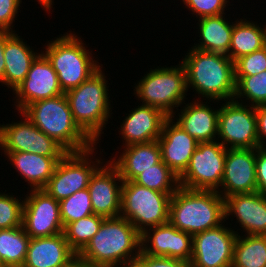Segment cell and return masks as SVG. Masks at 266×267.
I'll return each mask as SVG.
<instances>
[{
  "label": "cell",
  "instance_id": "38",
  "mask_svg": "<svg viewBox=\"0 0 266 267\" xmlns=\"http://www.w3.org/2000/svg\"><path fill=\"white\" fill-rule=\"evenodd\" d=\"M21 2L22 0H0V31L16 33L11 27H14L12 25Z\"/></svg>",
  "mask_w": 266,
  "mask_h": 267
},
{
  "label": "cell",
  "instance_id": "45",
  "mask_svg": "<svg viewBox=\"0 0 266 267\" xmlns=\"http://www.w3.org/2000/svg\"><path fill=\"white\" fill-rule=\"evenodd\" d=\"M120 267H141L136 261L124 263L123 265H120Z\"/></svg>",
  "mask_w": 266,
  "mask_h": 267
},
{
  "label": "cell",
  "instance_id": "27",
  "mask_svg": "<svg viewBox=\"0 0 266 267\" xmlns=\"http://www.w3.org/2000/svg\"><path fill=\"white\" fill-rule=\"evenodd\" d=\"M224 16L220 14L198 18L201 40L192 48L228 56L234 22L231 24Z\"/></svg>",
  "mask_w": 266,
  "mask_h": 267
},
{
  "label": "cell",
  "instance_id": "12",
  "mask_svg": "<svg viewBox=\"0 0 266 267\" xmlns=\"http://www.w3.org/2000/svg\"><path fill=\"white\" fill-rule=\"evenodd\" d=\"M24 120L0 124V149L6 153L26 152L45 157H64L68 152L36 127L21 112Z\"/></svg>",
  "mask_w": 266,
  "mask_h": 267
},
{
  "label": "cell",
  "instance_id": "2",
  "mask_svg": "<svg viewBox=\"0 0 266 267\" xmlns=\"http://www.w3.org/2000/svg\"><path fill=\"white\" fill-rule=\"evenodd\" d=\"M188 51L181 61L186 72L187 89H195L198 96L200 94L209 102L234 100L235 70L230 57L192 47Z\"/></svg>",
  "mask_w": 266,
  "mask_h": 267
},
{
  "label": "cell",
  "instance_id": "24",
  "mask_svg": "<svg viewBox=\"0 0 266 267\" xmlns=\"http://www.w3.org/2000/svg\"><path fill=\"white\" fill-rule=\"evenodd\" d=\"M118 159L111 163L118 169L123 181H133L144 171L162 161L161 148L157 140L136 143L124 147Z\"/></svg>",
  "mask_w": 266,
  "mask_h": 267
},
{
  "label": "cell",
  "instance_id": "29",
  "mask_svg": "<svg viewBox=\"0 0 266 267\" xmlns=\"http://www.w3.org/2000/svg\"><path fill=\"white\" fill-rule=\"evenodd\" d=\"M29 241L23 226L0 229V267H22Z\"/></svg>",
  "mask_w": 266,
  "mask_h": 267
},
{
  "label": "cell",
  "instance_id": "6",
  "mask_svg": "<svg viewBox=\"0 0 266 267\" xmlns=\"http://www.w3.org/2000/svg\"><path fill=\"white\" fill-rule=\"evenodd\" d=\"M66 34L48 41L46 51L41 52L57 73L64 93L78 87L102 68V64L98 65L100 63L92 58V53L86 50L80 37L71 32Z\"/></svg>",
  "mask_w": 266,
  "mask_h": 267
},
{
  "label": "cell",
  "instance_id": "42",
  "mask_svg": "<svg viewBox=\"0 0 266 267\" xmlns=\"http://www.w3.org/2000/svg\"><path fill=\"white\" fill-rule=\"evenodd\" d=\"M9 31H0V83L4 84L5 73V60H4V48L5 41L12 35Z\"/></svg>",
  "mask_w": 266,
  "mask_h": 267
},
{
  "label": "cell",
  "instance_id": "25",
  "mask_svg": "<svg viewBox=\"0 0 266 267\" xmlns=\"http://www.w3.org/2000/svg\"><path fill=\"white\" fill-rule=\"evenodd\" d=\"M17 33L6 41L4 48L5 73L4 85L13 91L26 78V75L40 53H35Z\"/></svg>",
  "mask_w": 266,
  "mask_h": 267
},
{
  "label": "cell",
  "instance_id": "37",
  "mask_svg": "<svg viewBox=\"0 0 266 267\" xmlns=\"http://www.w3.org/2000/svg\"><path fill=\"white\" fill-rule=\"evenodd\" d=\"M184 5L195 14L202 18L207 16H217L225 14V9L229 0H182Z\"/></svg>",
  "mask_w": 266,
  "mask_h": 267
},
{
  "label": "cell",
  "instance_id": "7",
  "mask_svg": "<svg viewBox=\"0 0 266 267\" xmlns=\"http://www.w3.org/2000/svg\"><path fill=\"white\" fill-rule=\"evenodd\" d=\"M134 88L142 104L157 108L175 119L174 109L183 104L188 91L185 69L180 62L176 67L150 69Z\"/></svg>",
  "mask_w": 266,
  "mask_h": 267
},
{
  "label": "cell",
  "instance_id": "21",
  "mask_svg": "<svg viewBox=\"0 0 266 267\" xmlns=\"http://www.w3.org/2000/svg\"><path fill=\"white\" fill-rule=\"evenodd\" d=\"M77 254L69 247L64 232L30 238L22 267H71Z\"/></svg>",
  "mask_w": 266,
  "mask_h": 267
},
{
  "label": "cell",
  "instance_id": "39",
  "mask_svg": "<svg viewBox=\"0 0 266 267\" xmlns=\"http://www.w3.org/2000/svg\"><path fill=\"white\" fill-rule=\"evenodd\" d=\"M141 267H189L184 261L167 258L153 257L140 252V255L135 260Z\"/></svg>",
  "mask_w": 266,
  "mask_h": 267
},
{
  "label": "cell",
  "instance_id": "28",
  "mask_svg": "<svg viewBox=\"0 0 266 267\" xmlns=\"http://www.w3.org/2000/svg\"><path fill=\"white\" fill-rule=\"evenodd\" d=\"M259 26L246 19L235 21L228 53L233 62L266 46V25Z\"/></svg>",
  "mask_w": 266,
  "mask_h": 267
},
{
  "label": "cell",
  "instance_id": "13",
  "mask_svg": "<svg viewBox=\"0 0 266 267\" xmlns=\"http://www.w3.org/2000/svg\"><path fill=\"white\" fill-rule=\"evenodd\" d=\"M238 234L222 224L194 234L189 267H231Z\"/></svg>",
  "mask_w": 266,
  "mask_h": 267
},
{
  "label": "cell",
  "instance_id": "31",
  "mask_svg": "<svg viewBox=\"0 0 266 267\" xmlns=\"http://www.w3.org/2000/svg\"><path fill=\"white\" fill-rule=\"evenodd\" d=\"M105 217L92 214L69 223L64 234L69 247L78 254L98 232Z\"/></svg>",
  "mask_w": 266,
  "mask_h": 267
},
{
  "label": "cell",
  "instance_id": "15",
  "mask_svg": "<svg viewBox=\"0 0 266 267\" xmlns=\"http://www.w3.org/2000/svg\"><path fill=\"white\" fill-rule=\"evenodd\" d=\"M140 241L141 253L145 255L173 258L190 263L192 235L177 229L170 222L144 230Z\"/></svg>",
  "mask_w": 266,
  "mask_h": 267
},
{
  "label": "cell",
  "instance_id": "4",
  "mask_svg": "<svg viewBox=\"0 0 266 267\" xmlns=\"http://www.w3.org/2000/svg\"><path fill=\"white\" fill-rule=\"evenodd\" d=\"M225 220L224 198L215 190L179 187L171 196L169 222L192 236L215 228Z\"/></svg>",
  "mask_w": 266,
  "mask_h": 267
},
{
  "label": "cell",
  "instance_id": "35",
  "mask_svg": "<svg viewBox=\"0 0 266 267\" xmlns=\"http://www.w3.org/2000/svg\"><path fill=\"white\" fill-rule=\"evenodd\" d=\"M21 201L13 194L0 193V229L22 226L24 200Z\"/></svg>",
  "mask_w": 266,
  "mask_h": 267
},
{
  "label": "cell",
  "instance_id": "44",
  "mask_svg": "<svg viewBox=\"0 0 266 267\" xmlns=\"http://www.w3.org/2000/svg\"><path fill=\"white\" fill-rule=\"evenodd\" d=\"M38 2L42 5L41 7H44V9H46L45 11H48V10L50 11L54 3L53 0H38Z\"/></svg>",
  "mask_w": 266,
  "mask_h": 267
},
{
  "label": "cell",
  "instance_id": "26",
  "mask_svg": "<svg viewBox=\"0 0 266 267\" xmlns=\"http://www.w3.org/2000/svg\"><path fill=\"white\" fill-rule=\"evenodd\" d=\"M31 189H43L53 176L55 167L63 157H45L33 153L14 152L5 154Z\"/></svg>",
  "mask_w": 266,
  "mask_h": 267
},
{
  "label": "cell",
  "instance_id": "3",
  "mask_svg": "<svg viewBox=\"0 0 266 267\" xmlns=\"http://www.w3.org/2000/svg\"><path fill=\"white\" fill-rule=\"evenodd\" d=\"M21 113L67 152H80L95 146L75 123L65 94L31 103Z\"/></svg>",
  "mask_w": 266,
  "mask_h": 267
},
{
  "label": "cell",
  "instance_id": "43",
  "mask_svg": "<svg viewBox=\"0 0 266 267\" xmlns=\"http://www.w3.org/2000/svg\"><path fill=\"white\" fill-rule=\"evenodd\" d=\"M71 267H104V266L91 265V264L84 263V262L80 261L79 259H76L73 262Z\"/></svg>",
  "mask_w": 266,
  "mask_h": 267
},
{
  "label": "cell",
  "instance_id": "5",
  "mask_svg": "<svg viewBox=\"0 0 266 267\" xmlns=\"http://www.w3.org/2000/svg\"><path fill=\"white\" fill-rule=\"evenodd\" d=\"M107 82L100 68L78 87L64 93L75 123L95 144L112 114Z\"/></svg>",
  "mask_w": 266,
  "mask_h": 267
},
{
  "label": "cell",
  "instance_id": "9",
  "mask_svg": "<svg viewBox=\"0 0 266 267\" xmlns=\"http://www.w3.org/2000/svg\"><path fill=\"white\" fill-rule=\"evenodd\" d=\"M95 148L96 144L95 147L84 151L68 152L58 161L53 176L43 190L57 201H61L77 191L88 188L92 175L102 164L99 159L93 162L89 158L93 157Z\"/></svg>",
  "mask_w": 266,
  "mask_h": 267
},
{
  "label": "cell",
  "instance_id": "34",
  "mask_svg": "<svg viewBox=\"0 0 266 267\" xmlns=\"http://www.w3.org/2000/svg\"><path fill=\"white\" fill-rule=\"evenodd\" d=\"M59 209L64 228L71 222L94 214L87 188L59 201Z\"/></svg>",
  "mask_w": 266,
  "mask_h": 267
},
{
  "label": "cell",
  "instance_id": "22",
  "mask_svg": "<svg viewBox=\"0 0 266 267\" xmlns=\"http://www.w3.org/2000/svg\"><path fill=\"white\" fill-rule=\"evenodd\" d=\"M121 124L120 134L125 146L157 140L168 116L161 110L141 104L134 108Z\"/></svg>",
  "mask_w": 266,
  "mask_h": 267
},
{
  "label": "cell",
  "instance_id": "1",
  "mask_svg": "<svg viewBox=\"0 0 266 267\" xmlns=\"http://www.w3.org/2000/svg\"><path fill=\"white\" fill-rule=\"evenodd\" d=\"M141 233L125 218H105L87 245L77 254L80 261L104 267H119L137 259ZM135 252V253H134Z\"/></svg>",
  "mask_w": 266,
  "mask_h": 267
},
{
  "label": "cell",
  "instance_id": "16",
  "mask_svg": "<svg viewBox=\"0 0 266 267\" xmlns=\"http://www.w3.org/2000/svg\"><path fill=\"white\" fill-rule=\"evenodd\" d=\"M13 92L16 95L15 109L19 113L31 103L64 94L57 73L42 53L32 63L26 78Z\"/></svg>",
  "mask_w": 266,
  "mask_h": 267
},
{
  "label": "cell",
  "instance_id": "18",
  "mask_svg": "<svg viewBox=\"0 0 266 267\" xmlns=\"http://www.w3.org/2000/svg\"><path fill=\"white\" fill-rule=\"evenodd\" d=\"M107 163L94 172L87 189L94 214L115 218L119 217L121 212L123 180L110 160Z\"/></svg>",
  "mask_w": 266,
  "mask_h": 267
},
{
  "label": "cell",
  "instance_id": "23",
  "mask_svg": "<svg viewBox=\"0 0 266 267\" xmlns=\"http://www.w3.org/2000/svg\"><path fill=\"white\" fill-rule=\"evenodd\" d=\"M181 109L176 123L198 143L216 141L218 138L219 109H212L207 102L196 99ZM216 139V140H215Z\"/></svg>",
  "mask_w": 266,
  "mask_h": 267
},
{
  "label": "cell",
  "instance_id": "11",
  "mask_svg": "<svg viewBox=\"0 0 266 267\" xmlns=\"http://www.w3.org/2000/svg\"><path fill=\"white\" fill-rule=\"evenodd\" d=\"M226 148L218 141L199 143L189 165L179 177L181 187L191 190H215L224 175Z\"/></svg>",
  "mask_w": 266,
  "mask_h": 267
},
{
  "label": "cell",
  "instance_id": "36",
  "mask_svg": "<svg viewBox=\"0 0 266 267\" xmlns=\"http://www.w3.org/2000/svg\"><path fill=\"white\" fill-rule=\"evenodd\" d=\"M235 82L243 76H253L266 70V46L234 62Z\"/></svg>",
  "mask_w": 266,
  "mask_h": 267
},
{
  "label": "cell",
  "instance_id": "20",
  "mask_svg": "<svg viewBox=\"0 0 266 267\" xmlns=\"http://www.w3.org/2000/svg\"><path fill=\"white\" fill-rule=\"evenodd\" d=\"M224 212L225 219L236 217L247 235H266V195L256 191L225 197Z\"/></svg>",
  "mask_w": 266,
  "mask_h": 267
},
{
  "label": "cell",
  "instance_id": "41",
  "mask_svg": "<svg viewBox=\"0 0 266 267\" xmlns=\"http://www.w3.org/2000/svg\"><path fill=\"white\" fill-rule=\"evenodd\" d=\"M255 112L259 147L265 149L266 142L264 140L266 139V105L255 107Z\"/></svg>",
  "mask_w": 266,
  "mask_h": 267
},
{
  "label": "cell",
  "instance_id": "30",
  "mask_svg": "<svg viewBox=\"0 0 266 267\" xmlns=\"http://www.w3.org/2000/svg\"><path fill=\"white\" fill-rule=\"evenodd\" d=\"M243 236L237 235L231 267H266V235Z\"/></svg>",
  "mask_w": 266,
  "mask_h": 267
},
{
  "label": "cell",
  "instance_id": "10",
  "mask_svg": "<svg viewBox=\"0 0 266 267\" xmlns=\"http://www.w3.org/2000/svg\"><path fill=\"white\" fill-rule=\"evenodd\" d=\"M222 105L218 114L220 143L226 149L259 148L255 107L235 100Z\"/></svg>",
  "mask_w": 266,
  "mask_h": 267
},
{
  "label": "cell",
  "instance_id": "32",
  "mask_svg": "<svg viewBox=\"0 0 266 267\" xmlns=\"http://www.w3.org/2000/svg\"><path fill=\"white\" fill-rule=\"evenodd\" d=\"M133 181L151 190L167 194H174L180 187L179 178L163 161L144 171Z\"/></svg>",
  "mask_w": 266,
  "mask_h": 267
},
{
  "label": "cell",
  "instance_id": "17",
  "mask_svg": "<svg viewBox=\"0 0 266 267\" xmlns=\"http://www.w3.org/2000/svg\"><path fill=\"white\" fill-rule=\"evenodd\" d=\"M256 191V149H227L224 175L217 192L225 198Z\"/></svg>",
  "mask_w": 266,
  "mask_h": 267
},
{
  "label": "cell",
  "instance_id": "33",
  "mask_svg": "<svg viewBox=\"0 0 266 267\" xmlns=\"http://www.w3.org/2000/svg\"><path fill=\"white\" fill-rule=\"evenodd\" d=\"M240 98V99H239ZM245 98L253 107L266 105V70L253 76H243L236 83L234 100L243 103ZM239 99V101H238Z\"/></svg>",
  "mask_w": 266,
  "mask_h": 267
},
{
  "label": "cell",
  "instance_id": "40",
  "mask_svg": "<svg viewBox=\"0 0 266 267\" xmlns=\"http://www.w3.org/2000/svg\"><path fill=\"white\" fill-rule=\"evenodd\" d=\"M257 192L266 195V148H256Z\"/></svg>",
  "mask_w": 266,
  "mask_h": 267
},
{
  "label": "cell",
  "instance_id": "14",
  "mask_svg": "<svg viewBox=\"0 0 266 267\" xmlns=\"http://www.w3.org/2000/svg\"><path fill=\"white\" fill-rule=\"evenodd\" d=\"M25 197L22 226L30 238L50 237L64 232L59 201L43 189H30Z\"/></svg>",
  "mask_w": 266,
  "mask_h": 267
},
{
  "label": "cell",
  "instance_id": "19",
  "mask_svg": "<svg viewBox=\"0 0 266 267\" xmlns=\"http://www.w3.org/2000/svg\"><path fill=\"white\" fill-rule=\"evenodd\" d=\"M173 121L172 117L165 120L157 141L161 148L162 161L179 178L188 167L199 143Z\"/></svg>",
  "mask_w": 266,
  "mask_h": 267
},
{
  "label": "cell",
  "instance_id": "8",
  "mask_svg": "<svg viewBox=\"0 0 266 267\" xmlns=\"http://www.w3.org/2000/svg\"><path fill=\"white\" fill-rule=\"evenodd\" d=\"M173 194L162 193L123 181L120 217L130 221L142 233L149 227L169 222V205Z\"/></svg>",
  "mask_w": 266,
  "mask_h": 267
}]
</instances>
